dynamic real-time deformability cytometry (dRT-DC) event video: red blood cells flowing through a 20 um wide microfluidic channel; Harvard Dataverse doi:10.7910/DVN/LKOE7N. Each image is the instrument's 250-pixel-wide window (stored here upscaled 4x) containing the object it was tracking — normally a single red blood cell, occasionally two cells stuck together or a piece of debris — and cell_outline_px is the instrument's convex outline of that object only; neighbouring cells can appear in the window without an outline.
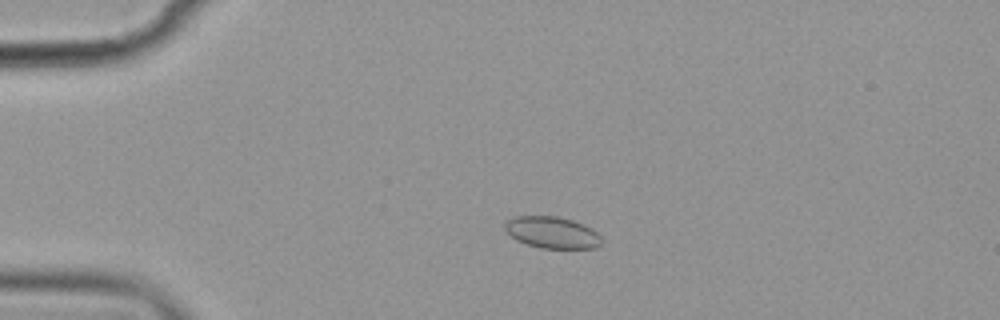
{"species": "common noctule bat (a hibernating species)", "species_latin": "Nyctalus noctula", "temperature_condition": "cold", "stored_images_in_passage": 57, "camera_frame_rate_fps": 3000, "um_per_image_px": 0.085, "animal": {"sex": "female", "body_mass_g": 19.9}, "frame": {"image": 1, "passage_image": 13, "time_ms": 4.0, "image_size_px": [1000, 320], "cell_outline_px": [[600, 244], [596, 248], [540, 248], [524, 244], [516, 240], [504, 228], [504, 224], [508, 220], [516, 216], [556, 216], [572, 220], [592, 228], [600, 236]], "centroid_in_image_um": [46.91, 19.76], "position_along_channel_um": 38.1, "area_um2": 17.74}}
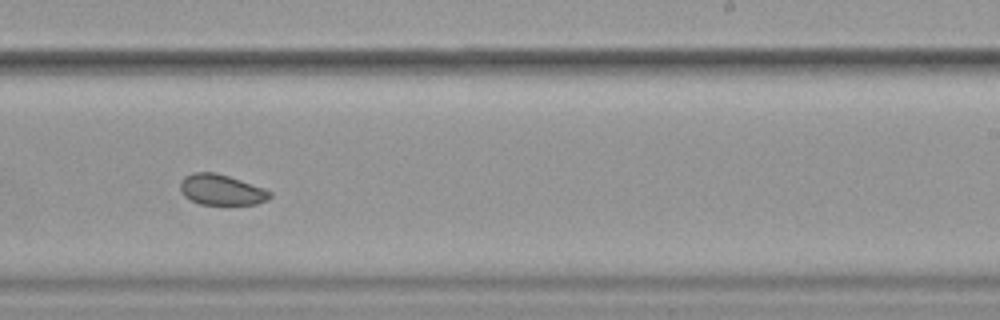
{"frame": {"image": 2, "passage_image": 36, "time_ms": 11.667, "image_size_px": [1000, 320], "cell_outline_px": [[272, 196], [268, 200], [256, 204], [200, 204], [184, 196], [180, 192], [180, 180], [184, 176], [192, 172], [216, 172], [264, 188], [272, 192]], "centroid_in_image_um": [18.8, 16.12], "position_along_channel_um": 270.2, "area_um2": 16.07}}
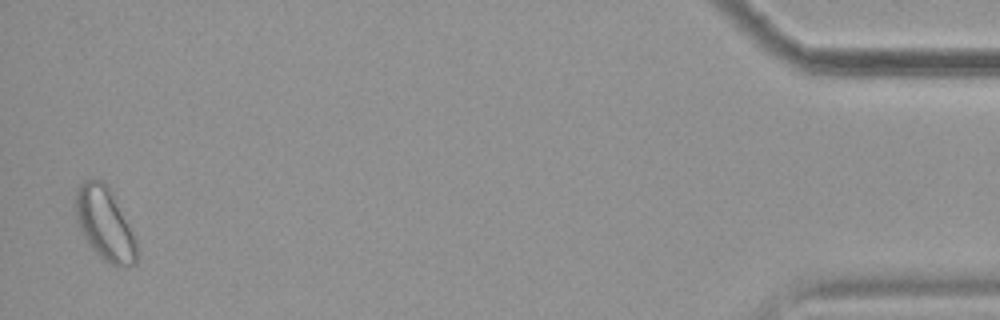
{"frame": {"image": 3, "passage_image": 56, "time_ms": 18.333, "image_size_px": [1000, 320], "cell_outline_px": [[136, 264], [128, 268], [116, 268], [104, 260], [92, 248], [84, 236], [80, 228], [76, 216], [76, 188], [84, 180], [100, 180], [112, 192], [136, 236]], "centroid_in_image_um": [8.95, 19.08], "position_along_channel_um": 426.3, "area_um2": 25.95}, "authors_computed_cell_mechanics": {"area_um2": 17.7446, "velocity_mm_per_s": 3.537, "shape_relaxation_time_tau1_ms": null, "shape_relaxation_time_tau2_ms": 2.5382, "deformation_change_tau1": null, "deformation_change_tau2": 0.0551}}